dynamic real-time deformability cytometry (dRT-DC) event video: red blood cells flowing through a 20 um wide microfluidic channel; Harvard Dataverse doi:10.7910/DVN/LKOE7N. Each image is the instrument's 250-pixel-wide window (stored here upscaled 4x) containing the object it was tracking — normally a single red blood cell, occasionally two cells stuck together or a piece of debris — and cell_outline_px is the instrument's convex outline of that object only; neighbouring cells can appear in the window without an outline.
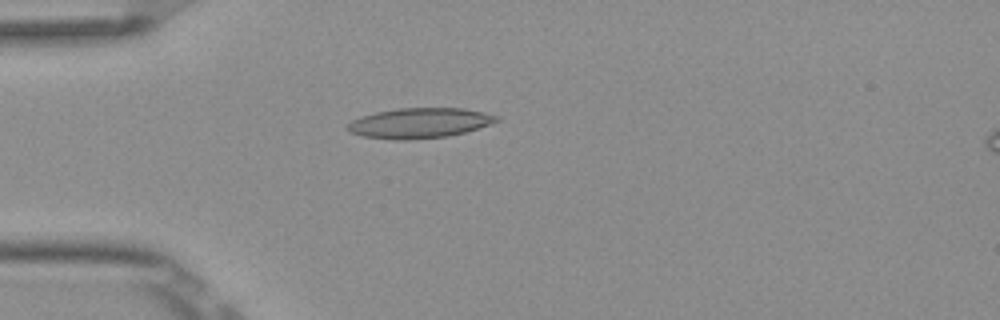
{"species": "Egyptian fruit bat (a non-hibernating species)", "species_latin": "Rousettus aegyptiacus", "temperature_condition": "room temperature", "stored_images_in_passage": 5, "camera_frame_rate_fps": 3000, "um_per_image_px": 0.085, "frame": {"image": 1, "passage_image": 4, "time_ms": 1.0, "image_size_px": [1000, 320], "cell_outline_px": [[500, 120], [464, 132], [448, 136], [404, 140], [396, 140], [364, 136], [352, 132], [344, 128], [352, 120], [360, 116], [376, 112], [396, 108], [464, 108], [484, 112], [500, 116]], "centroid_in_image_um": [35.64, 10.44], "position_along_channel_um": 49.4, "area_um2": 26.07}}